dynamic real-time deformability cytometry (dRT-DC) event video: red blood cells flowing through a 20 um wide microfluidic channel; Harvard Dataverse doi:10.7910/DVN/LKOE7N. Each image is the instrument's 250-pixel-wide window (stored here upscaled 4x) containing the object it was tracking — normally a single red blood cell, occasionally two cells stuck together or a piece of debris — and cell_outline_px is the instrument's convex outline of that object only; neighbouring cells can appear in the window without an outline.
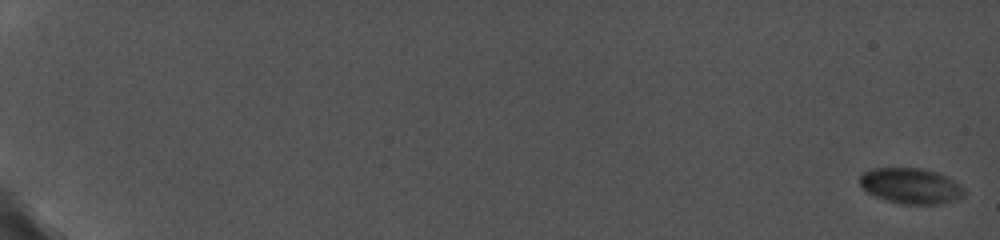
{"species": "common noctule bat (a hibernating species)", "species_latin": "Nyctalus noctula", "temperature_condition": "cold", "stored_images_in_passage": 13, "camera_frame_rate_fps": 5000, "um_per_image_px": 0.085, "animal": {"sex": "female", "body_mass_g": 19.0, "forearm_length_mm": 56.7}, "frame": {"image": 1, "passage_image": 1, "time_ms": 0.0, "image_size_px": [1000, 240], "cell_outline_px": [[964, 196], [944, 204], [904, 204], [888, 200], [876, 196], [868, 192], [860, 184], [860, 176], [864, 172], [872, 168], [920, 168], [936, 172], [948, 176], [960, 184], [964, 188]], "centroid_in_image_um": [77.46, 15.79], "position_along_channel_um": 7.5, "area_um2": 21.62}}
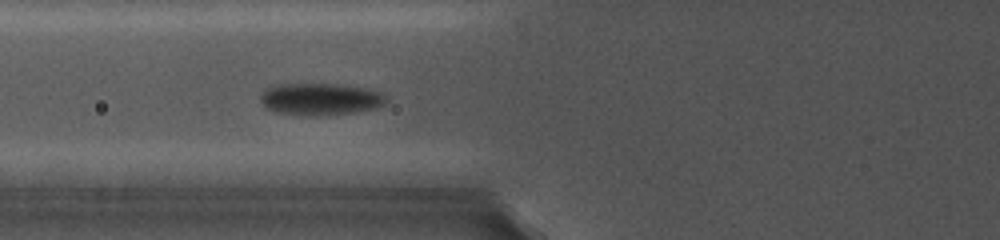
{"frame": {"image": 2, "passage_image": 10, "time_ms": 8.6, "image_size_px": [1000, 240], "cell_outline_px": [[388, 100], [384, 104], [376, 108], [356, 112], [320, 116], [304, 116], [276, 112], [264, 108], [260, 100], [260, 96], [264, 88], [276, 84], [344, 84], [372, 88], [388, 96]], "centroid_in_image_um": [27.24, 8.42], "position_along_channel_um": 98.6, "area_um2": 24.22}}
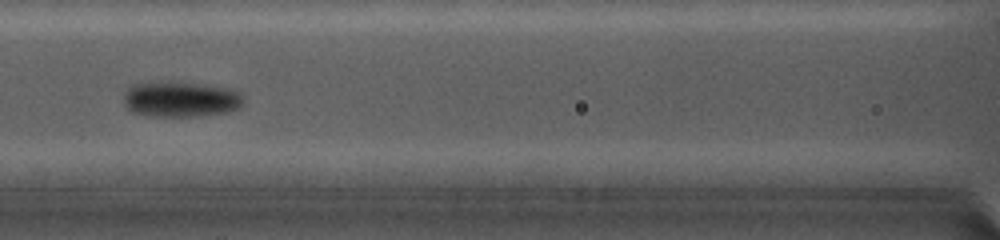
{"frame": {"image": 3, "passage_image": 12, "time_ms": 10.0, "image_size_px": [1000, 240], "cell_outline_px": [[244, 104], [240, 108], [228, 112], [196, 116], [148, 116], [132, 112], [124, 104], [124, 92], [132, 84], [180, 80], [236, 88], [244, 96]], "centroid_in_image_um": [15.43, 8.4], "position_along_channel_um": 151.2, "area_um2": 25.78}}